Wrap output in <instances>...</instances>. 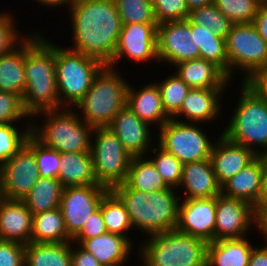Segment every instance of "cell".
<instances>
[{
	"mask_svg": "<svg viewBox=\"0 0 267 266\" xmlns=\"http://www.w3.org/2000/svg\"><path fill=\"white\" fill-rule=\"evenodd\" d=\"M67 10L73 29L69 48L108 66L123 25L114 0H72Z\"/></svg>",
	"mask_w": 267,
	"mask_h": 266,
	"instance_id": "obj_1",
	"label": "cell"
},
{
	"mask_svg": "<svg viewBox=\"0 0 267 266\" xmlns=\"http://www.w3.org/2000/svg\"><path fill=\"white\" fill-rule=\"evenodd\" d=\"M111 190L123 202L129 213L133 230L141 231L144 237L176 228L180 203L177 189L144 192L130 188L124 182Z\"/></svg>",
	"mask_w": 267,
	"mask_h": 266,
	"instance_id": "obj_2",
	"label": "cell"
},
{
	"mask_svg": "<svg viewBox=\"0 0 267 266\" xmlns=\"http://www.w3.org/2000/svg\"><path fill=\"white\" fill-rule=\"evenodd\" d=\"M46 36L43 34L24 56L26 88L22 101L31 117L39 112L61 109L55 71V43Z\"/></svg>",
	"mask_w": 267,
	"mask_h": 266,
	"instance_id": "obj_3",
	"label": "cell"
},
{
	"mask_svg": "<svg viewBox=\"0 0 267 266\" xmlns=\"http://www.w3.org/2000/svg\"><path fill=\"white\" fill-rule=\"evenodd\" d=\"M240 84L239 99L221 133L261 155L267 152V98L247 82Z\"/></svg>",
	"mask_w": 267,
	"mask_h": 266,
	"instance_id": "obj_4",
	"label": "cell"
},
{
	"mask_svg": "<svg viewBox=\"0 0 267 266\" xmlns=\"http://www.w3.org/2000/svg\"><path fill=\"white\" fill-rule=\"evenodd\" d=\"M40 116L44 119L42 125L34 121ZM93 129L73 108L43 111L31 117V135L59 153L91 152Z\"/></svg>",
	"mask_w": 267,
	"mask_h": 266,
	"instance_id": "obj_5",
	"label": "cell"
},
{
	"mask_svg": "<svg viewBox=\"0 0 267 266\" xmlns=\"http://www.w3.org/2000/svg\"><path fill=\"white\" fill-rule=\"evenodd\" d=\"M148 237L136 252L141 266H207L208 242L199 237L176 229Z\"/></svg>",
	"mask_w": 267,
	"mask_h": 266,
	"instance_id": "obj_6",
	"label": "cell"
},
{
	"mask_svg": "<svg viewBox=\"0 0 267 266\" xmlns=\"http://www.w3.org/2000/svg\"><path fill=\"white\" fill-rule=\"evenodd\" d=\"M123 75L105 66L94 78L90 89L73 108L88 125L93 128L108 127L126 105L129 82Z\"/></svg>",
	"mask_w": 267,
	"mask_h": 266,
	"instance_id": "obj_7",
	"label": "cell"
},
{
	"mask_svg": "<svg viewBox=\"0 0 267 266\" xmlns=\"http://www.w3.org/2000/svg\"><path fill=\"white\" fill-rule=\"evenodd\" d=\"M104 67L93 57L55 44V71L61 108H74Z\"/></svg>",
	"mask_w": 267,
	"mask_h": 266,
	"instance_id": "obj_8",
	"label": "cell"
},
{
	"mask_svg": "<svg viewBox=\"0 0 267 266\" xmlns=\"http://www.w3.org/2000/svg\"><path fill=\"white\" fill-rule=\"evenodd\" d=\"M225 41L229 79L233 83L237 73L242 75L241 82H247L267 64V43L253 23L233 24Z\"/></svg>",
	"mask_w": 267,
	"mask_h": 266,
	"instance_id": "obj_9",
	"label": "cell"
},
{
	"mask_svg": "<svg viewBox=\"0 0 267 266\" xmlns=\"http://www.w3.org/2000/svg\"><path fill=\"white\" fill-rule=\"evenodd\" d=\"M91 154L95 177L100 185L111 190L126 181L132 156L110 128L93 129Z\"/></svg>",
	"mask_w": 267,
	"mask_h": 266,
	"instance_id": "obj_10",
	"label": "cell"
},
{
	"mask_svg": "<svg viewBox=\"0 0 267 266\" xmlns=\"http://www.w3.org/2000/svg\"><path fill=\"white\" fill-rule=\"evenodd\" d=\"M200 125L170 118L158 129L155 142L183 164L209 159L216 139L212 141Z\"/></svg>",
	"mask_w": 267,
	"mask_h": 266,
	"instance_id": "obj_11",
	"label": "cell"
},
{
	"mask_svg": "<svg viewBox=\"0 0 267 266\" xmlns=\"http://www.w3.org/2000/svg\"><path fill=\"white\" fill-rule=\"evenodd\" d=\"M39 178L34 152L25 144L0 165V197L23 200Z\"/></svg>",
	"mask_w": 267,
	"mask_h": 266,
	"instance_id": "obj_12",
	"label": "cell"
},
{
	"mask_svg": "<svg viewBox=\"0 0 267 266\" xmlns=\"http://www.w3.org/2000/svg\"><path fill=\"white\" fill-rule=\"evenodd\" d=\"M157 26L158 24L132 23L123 24L119 34L118 43L114 52L112 62L108 65L113 69L117 62L129 58L134 63L145 64L158 62L157 55Z\"/></svg>",
	"mask_w": 267,
	"mask_h": 266,
	"instance_id": "obj_13",
	"label": "cell"
},
{
	"mask_svg": "<svg viewBox=\"0 0 267 266\" xmlns=\"http://www.w3.org/2000/svg\"><path fill=\"white\" fill-rule=\"evenodd\" d=\"M109 190L102 185L64 187L59 208L71 238L80 231L88 217L99 208L103 196Z\"/></svg>",
	"mask_w": 267,
	"mask_h": 266,
	"instance_id": "obj_14",
	"label": "cell"
},
{
	"mask_svg": "<svg viewBox=\"0 0 267 266\" xmlns=\"http://www.w3.org/2000/svg\"><path fill=\"white\" fill-rule=\"evenodd\" d=\"M255 207L250 203L222 193L216 196V226L214 241L239 239L249 236L255 230Z\"/></svg>",
	"mask_w": 267,
	"mask_h": 266,
	"instance_id": "obj_15",
	"label": "cell"
},
{
	"mask_svg": "<svg viewBox=\"0 0 267 266\" xmlns=\"http://www.w3.org/2000/svg\"><path fill=\"white\" fill-rule=\"evenodd\" d=\"M191 21H167L157 26V55L159 64L174 66L179 62L198 59L199 48L190 39Z\"/></svg>",
	"mask_w": 267,
	"mask_h": 266,
	"instance_id": "obj_16",
	"label": "cell"
},
{
	"mask_svg": "<svg viewBox=\"0 0 267 266\" xmlns=\"http://www.w3.org/2000/svg\"><path fill=\"white\" fill-rule=\"evenodd\" d=\"M216 226V197L180 199L176 230L214 241Z\"/></svg>",
	"mask_w": 267,
	"mask_h": 266,
	"instance_id": "obj_17",
	"label": "cell"
},
{
	"mask_svg": "<svg viewBox=\"0 0 267 266\" xmlns=\"http://www.w3.org/2000/svg\"><path fill=\"white\" fill-rule=\"evenodd\" d=\"M150 127L152 126L141 120L127 105L115 115L108 126L132 157L146 156L154 146V131Z\"/></svg>",
	"mask_w": 267,
	"mask_h": 266,
	"instance_id": "obj_18",
	"label": "cell"
},
{
	"mask_svg": "<svg viewBox=\"0 0 267 266\" xmlns=\"http://www.w3.org/2000/svg\"><path fill=\"white\" fill-rule=\"evenodd\" d=\"M215 138L210 161L217 182L222 186L258 155L251 149L229 140L222 133Z\"/></svg>",
	"mask_w": 267,
	"mask_h": 266,
	"instance_id": "obj_19",
	"label": "cell"
},
{
	"mask_svg": "<svg viewBox=\"0 0 267 266\" xmlns=\"http://www.w3.org/2000/svg\"><path fill=\"white\" fill-rule=\"evenodd\" d=\"M224 92L226 94V89L191 88L173 119L185 123H201L203 126L206 122L208 124L216 118L218 120L220 112L224 111L221 103Z\"/></svg>",
	"mask_w": 267,
	"mask_h": 266,
	"instance_id": "obj_20",
	"label": "cell"
},
{
	"mask_svg": "<svg viewBox=\"0 0 267 266\" xmlns=\"http://www.w3.org/2000/svg\"><path fill=\"white\" fill-rule=\"evenodd\" d=\"M29 33L31 34L13 51L0 55V91L17 94L21 98L26 88L24 56L42 37L43 32L34 29Z\"/></svg>",
	"mask_w": 267,
	"mask_h": 266,
	"instance_id": "obj_21",
	"label": "cell"
},
{
	"mask_svg": "<svg viewBox=\"0 0 267 266\" xmlns=\"http://www.w3.org/2000/svg\"><path fill=\"white\" fill-rule=\"evenodd\" d=\"M181 188V189H180ZM177 190H182L180 199L216 197L221 193L210 158L183 164L181 181Z\"/></svg>",
	"mask_w": 267,
	"mask_h": 266,
	"instance_id": "obj_22",
	"label": "cell"
},
{
	"mask_svg": "<svg viewBox=\"0 0 267 266\" xmlns=\"http://www.w3.org/2000/svg\"><path fill=\"white\" fill-rule=\"evenodd\" d=\"M32 221L33 214L22 200L0 197V240L29 244Z\"/></svg>",
	"mask_w": 267,
	"mask_h": 266,
	"instance_id": "obj_23",
	"label": "cell"
},
{
	"mask_svg": "<svg viewBox=\"0 0 267 266\" xmlns=\"http://www.w3.org/2000/svg\"><path fill=\"white\" fill-rule=\"evenodd\" d=\"M136 88L129 82L126 95L127 107L141 120L149 123L152 127L156 125L155 128H160L170 117L164 111L159 87L153 80L141 88Z\"/></svg>",
	"mask_w": 267,
	"mask_h": 266,
	"instance_id": "obj_24",
	"label": "cell"
},
{
	"mask_svg": "<svg viewBox=\"0 0 267 266\" xmlns=\"http://www.w3.org/2000/svg\"><path fill=\"white\" fill-rule=\"evenodd\" d=\"M175 73L190 87L198 89H227L232 83L215 63L205 59H192L174 65Z\"/></svg>",
	"mask_w": 267,
	"mask_h": 266,
	"instance_id": "obj_25",
	"label": "cell"
},
{
	"mask_svg": "<svg viewBox=\"0 0 267 266\" xmlns=\"http://www.w3.org/2000/svg\"><path fill=\"white\" fill-rule=\"evenodd\" d=\"M224 196L244 200L253 207L262 201V158L258 155L250 164L221 186Z\"/></svg>",
	"mask_w": 267,
	"mask_h": 266,
	"instance_id": "obj_26",
	"label": "cell"
},
{
	"mask_svg": "<svg viewBox=\"0 0 267 266\" xmlns=\"http://www.w3.org/2000/svg\"><path fill=\"white\" fill-rule=\"evenodd\" d=\"M79 245L90 252L101 266H125L134 247L126 237L110 232L82 240Z\"/></svg>",
	"mask_w": 267,
	"mask_h": 266,
	"instance_id": "obj_27",
	"label": "cell"
},
{
	"mask_svg": "<svg viewBox=\"0 0 267 266\" xmlns=\"http://www.w3.org/2000/svg\"><path fill=\"white\" fill-rule=\"evenodd\" d=\"M59 181L64 187L100 185L95 177L91 152L60 153Z\"/></svg>",
	"mask_w": 267,
	"mask_h": 266,
	"instance_id": "obj_28",
	"label": "cell"
},
{
	"mask_svg": "<svg viewBox=\"0 0 267 266\" xmlns=\"http://www.w3.org/2000/svg\"><path fill=\"white\" fill-rule=\"evenodd\" d=\"M247 238L208 242L207 266H248L255 245Z\"/></svg>",
	"mask_w": 267,
	"mask_h": 266,
	"instance_id": "obj_29",
	"label": "cell"
},
{
	"mask_svg": "<svg viewBox=\"0 0 267 266\" xmlns=\"http://www.w3.org/2000/svg\"><path fill=\"white\" fill-rule=\"evenodd\" d=\"M190 39L199 48V58L215 63L229 78V61L225 38L217 36L212 29L191 22Z\"/></svg>",
	"mask_w": 267,
	"mask_h": 266,
	"instance_id": "obj_30",
	"label": "cell"
},
{
	"mask_svg": "<svg viewBox=\"0 0 267 266\" xmlns=\"http://www.w3.org/2000/svg\"><path fill=\"white\" fill-rule=\"evenodd\" d=\"M60 208L33 215L31 242H71Z\"/></svg>",
	"mask_w": 267,
	"mask_h": 266,
	"instance_id": "obj_31",
	"label": "cell"
},
{
	"mask_svg": "<svg viewBox=\"0 0 267 266\" xmlns=\"http://www.w3.org/2000/svg\"><path fill=\"white\" fill-rule=\"evenodd\" d=\"M25 266H71V242L25 245Z\"/></svg>",
	"mask_w": 267,
	"mask_h": 266,
	"instance_id": "obj_32",
	"label": "cell"
},
{
	"mask_svg": "<svg viewBox=\"0 0 267 266\" xmlns=\"http://www.w3.org/2000/svg\"><path fill=\"white\" fill-rule=\"evenodd\" d=\"M63 189L58 178L40 177L22 201L33 215L57 209Z\"/></svg>",
	"mask_w": 267,
	"mask_h": 266,
	"instance_id": "obj_33",
	"label": "cell"
},
{
	"mask_svg": "<svg viewBox=\"0 0 267 266\" xmlns=\"http://www.w3.org/2000/svg\"><path fill=\"white\" fill-rule=\"evenodd\" d=\"M125 183L133 189L144 192H158L169 189L162 176L146 157H132Z\"/></svg>",
	"mask_w": 267,
	"mask_h": 266,
	"instance_id": "obj_34",
	"label": "cell"
},
{
	"mask_svg": "<svg viewBox=\"0 0 267 266\" xmlns=\"http://www.w3.org/2000/svg\"><path fill=\"white\" fill-rule=\"evenodd\" d=\"M107 231L126 237L132 244V238L127 233L133 230L129 213L121 199L109 190L99 205ZM131 229V230H130Z\"/></svg>",
	"mask_w": 267,
	"mask_h": 266,
	"instance_id": "obj_35",
	"label": "cell"
},
{
	"mask_svg": "<svg viewBox=\"0 0 267 266\" xmlns=\"http://www.w3.org/2000/svg\"><path fill=\"white\" fill-rule=\"evenodd\" d=\"M160 89L162 105L165 113L173 118L181 109V105L190 87L174 72L163 81H155Z\"/></svg>",
	"mask_w": 267,
	"mask_h": 266,
	"instance_id": "obj_36",
	"label": "cell"
},
{
	"mask_svg": "<svg viewBox=\"0 0 267 266\" xmlns=\"http://www.w3.org/2000/svg\"><path fill=\"white\" fill-rule=\"evenodd\" d=\"M150 152H152L153 157ZM149 153L150 154L146 155V157L153 163L166 185L169 188L178 189L181 181L183 163L173 154L160 147L157 142L150 149Z\"/></svg>",
	"mask_w": 267,
	"mask_h": 266,
	"instance_id": "obj_37",
	"label": "cell"
},
{
	"mask_svg": "<svg viewBox=\"0 0 267 266\" xmlns=\"http://www.w3.org/2000/svg\"><path fill=\"white\" fill-rule=\"evenodd\" d=\"M16 123L0 125V165L16 154L31 135V124H25L20 129Z\"/></svg>",
	"mask_w": 267,
	"mask_h": 266,
	"instance_id": "obj_38",
	"label": "cell"
},
{
	"mask_svg": "<svg viewBox=\"0 0 267 266\" xmlns=\"http://www.w3.org/2000/svg\"><path fill=\"white\" fill-rule=\"evenodd\" d=\"M122 24H158L151 0H114Z\"/></svg>",
	"mask_w": 267,
	"mask_h": 266,
	"instance_id": "obj_39",
	"label": "cell"
},
{
	"mask_svg": "<svg viewBox=\"0 0 267 266\" xmlns=\"http://www.w3.org/2000/svg\"><path fill=\"white\" fill-rule=\"evenodd\" d=\"M188 19L195 25L212 29L217 36L225 39L233 25L214 4L190 11Z\"/></svg>",
	"mask_w": 267,
	"mask_h": 266,
	"instance_id": "obj_40",
	"label": "cell"
},
{
	"mask_svg": "<svg viewBox=\"0 0 267 266\" xmlns=\"http://www.w3.org/2000/svg\"><path fill=\"white\" fill-rule=\"evenodd\" d=\"M213 4L233 24L253 23L260 7L255 0H213Z\"/></svg>",
	"mask_w": 267,
	"mask_h": 266,
	"instance_id": "obj_41",
	"label": "cell"
},
{
	"mask_svg": "<svg viewBox=\"0 0 267 266\" xmlns=\"http://www.w3.org/2000/svg\"><path fill=\"white\" fill-rule=\"evenodd\" d=\"M26 145L34 152L40 177L58 178L60 172V153L55 149L44 146L32 135Z\"/></svg>",
	"mask_w": 267,
	"mask_h": 266,
	"instance_id": "obj_42",
	"label": "cell"
},
{
	"mask_svg": "<svg viewBox=\"0 0 267 266\" xmlns=\"http://www.w3.org/2000/svg\"><path fill=\"white\" fill-rule=\"evenodd\" d=\"M21 119L24 120L21 126L31 124V116L24 109L22 98L17 94L0 91V125L12 122L20 125Z\"/></svg>",
	"mask_w": 267,
	"mask_h": 266,
	"instance_id": "obj_43",
	"label": "cell"
},
{
	"mask_svg": "<svg viewBox=\"0 0 267 266\" xmlns=\"http://www.w3.org/2000/svg\"><path fill=\"white\" fill-rule=\"evenodd\" d=\"M10 12L0 11V55L13 51L20 45L29 34H23L16 28V19Z\"/></svg>",
	"mask_w": 267,
	"mask_h": 266,
	"instance_id": "obj_44",
	"label": "cell"
},
{
	"mask_svg": "<svg viewBox=\"0 0 267 266\" xmlns=\"http://www.w3.org/2000/svg\"><path fill=\"white\" fill-rule=\"evenodd\" d=\"M157 23L186 20L189 9L185 0H151Z\"/></svg>",
	"mask_w": 267,
	"mask_h": 266,
	"instance_id": "obj_45",
	"label": "cell"
},
{
	"mask_svg": "<svg viewBox=\"0 0 267 266\" xmlns=\"http://www.w3.org/2000/svg\"><path fill=\"white\" fill-rule=\"evenodd\" d=\"M108 232L103 220V216L100 207L93 212L85 221L80 231L72 238L73 244H79L82 240H87L93 237H97Z\"/></svg>",
	"mask_w": 267,
	"mask_h": 266,
	"instance_id": "obj_46",
	"label": "cell"
},
{
	"mask_svg": "<svg viewBox=\"0 0 267 266\" xmlns=\"http://www.w3.org/2000/svg\"><path fill=\"white\" fill-rule=\"evenodd\" d=\"M0 266H25V245L0 240Z\"/></svg>",
	"mask_w": 267,
	"mask_h": 266,
	"instance_id": "obj_47",
	"label": "cell"
},
{
	"mask_svg": "<svg viewBox=\"0 0 267 266\" xmlns=\"http://www.w3.org/2000/svg\"><path fill=\"white\" fill-rule=\"evenodd\" d=\"M71 242V266H101L98 260L79 244ZM75 247V248H74Z\"/></svg>",
	"mask_w": 267,
	"mask_h": 266,
	"instance_id": "obj_48",
	"label": "cell"
},
{
	"mask_svg": "<svg viewBox=\"0 0 267 266\" xmlns=\"http://www.w3.org/2000/svg\"><path fill=\"white\" fill-rule=\"evenodd\" d=\"M256 230L262 236L264 242H267V198L262 199L255 208Z\"/></svg>",
	"mask_w": 267,
	"mask_h": 266,
	"instance_id": "obj_49",
	"label": "cell"
},
{
	"mask_svg": "<svg viewBox=\"0 0 267 266\" xmlns=\"http://www.w3.org/2000/svg\"><path fill=\"white\" fill-rule=\"evenodd\" d=\"M247 83L251 85L259 94L267 97V64L262 67Z\"/></svg>",
	"mask_w": 267,
	"mask_h": 266,
	"instance_id": "obj_50",
	"label": "cell"
},
{
	"mask_svg": "<svg viewBox=\"0 0 267 266\" xmlns=\"http://www.w3.org/2000/svg\"><path fill=\"white\" fill-rule=\"evenodd\" d=\"M253 25L267 43V5H260L258 13L253 20Z\"/></svg>",
	"mask_w": 267,
	"mask_h": 266,
	"instance_id": "obj_51",
	"label": "cell"
},
{
	"mask_svg": "<svg viewBox=\"0 0 267 266\" xmlns=\"http://www.w3.org/2000/svg\"><path fill=\"white\" fill-rule=\"evenodd\" d=\"M254 246L248 266H267V242Z\"/></svg>",
	"mask_w": 267,
	"mask_h": 266,
	"instance_id": "obj_52",
	"label": "cell"
},
{
	"mask_svg": "<svg viewBox=\"0 0 267 266\" xmlns=\"http://www.w3.org/2000/svg\"><path fill=\"white\" fill-rule=\"evenodd\" d=\"M33 2H37V4L39 3V5L41 4V6H47L51 9H53V7L57 9L63 6L64 8L69 6V4L72 2V0H34ZM65 5V6H64ZM60 6V7H59Z\"/></svg>",
	"mask_w": 267,
	"mask_h": 266,
	"instance_id": "obj_53",
	"label": "cell"
},
{
	"mask_svg": "<svg viewBox=\"0 0 267 266\" xmlns=\"http://www.w3.org/2000/svg\"><path fill=\"white\" fill-rule=\"evenodd\" d=\"M262 158V199L267 198V152L260 155Z\"/></svg>",
	"mask_w": 267,
	"mask_h": 266,
	"instance_id": "obj_54",
	"label": "cell"
},
{
	"mask_svg": "<svg viewBox=\"0 0 267 266\" xmlns=\"http://www.w3.org/2000/svg\"><path fill=\"white\" fill-rule=\"evenodd\" d=\"M189 12L213 4V0H185Z\"/></svg>",
	"mask_w": 267,
	"mask_h": 266,
	"instance_id": "obj_55",
	"label": "cell"
},
{
	"mask_svg": "<svg viewBox=\"0 0 267 266\" xmlns=\"http://www.w3.org/2000/svg\"><path fill=\"white\" fill-rule=\"evenodd\" d=\"M260 5H267V0H255Z\"/></svg>",
	"mask_w": 267,
	"mask_h": 266,
	"instance_id": "obj_56",
	"label": "cell"
}]
</instances>
